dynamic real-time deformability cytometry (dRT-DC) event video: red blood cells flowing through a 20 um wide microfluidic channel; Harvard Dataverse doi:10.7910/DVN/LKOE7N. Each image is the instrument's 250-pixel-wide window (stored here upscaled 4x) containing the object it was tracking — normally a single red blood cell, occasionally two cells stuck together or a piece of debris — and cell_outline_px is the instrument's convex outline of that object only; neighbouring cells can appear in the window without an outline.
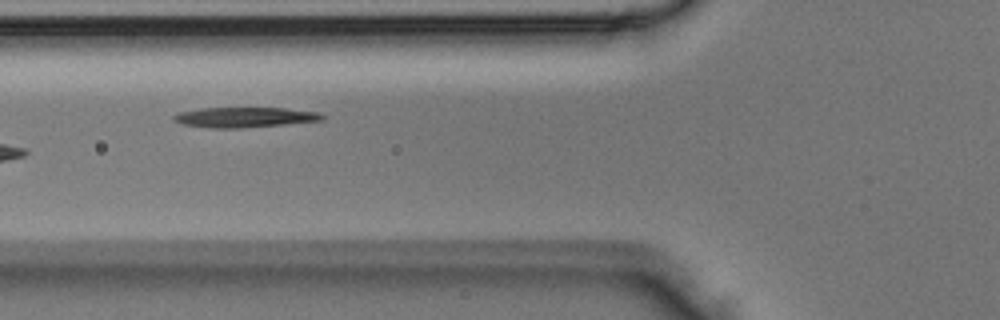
{"species": "Egyptian fruit bat (a non-hibernating species)", "species_latin": "Rousettus aegyptiacus", "temperature_condition": "room temperature", "stored_images_in_passage": 4, "camera_frame_rate_fps": 3000, "um_per_image_px": 0.085, "animal": {"sex": "male"}, "frame": {"image": 1, "passage_image": 4, "time_ms": 1.0, "image_size_px": [1000, 320], "cell_outline_px": [[328, 116], [324, 120], [284, 124], [240, 128], [212, 128], [180, 124], [172, 120], [172, 116], [180, 112], [200, 108], [284, 108], [320, 112]], "centroid_in_image_um": [20.81, 9.96], "position_along_channel_um": 105.0, "area_um2": 17.57}}